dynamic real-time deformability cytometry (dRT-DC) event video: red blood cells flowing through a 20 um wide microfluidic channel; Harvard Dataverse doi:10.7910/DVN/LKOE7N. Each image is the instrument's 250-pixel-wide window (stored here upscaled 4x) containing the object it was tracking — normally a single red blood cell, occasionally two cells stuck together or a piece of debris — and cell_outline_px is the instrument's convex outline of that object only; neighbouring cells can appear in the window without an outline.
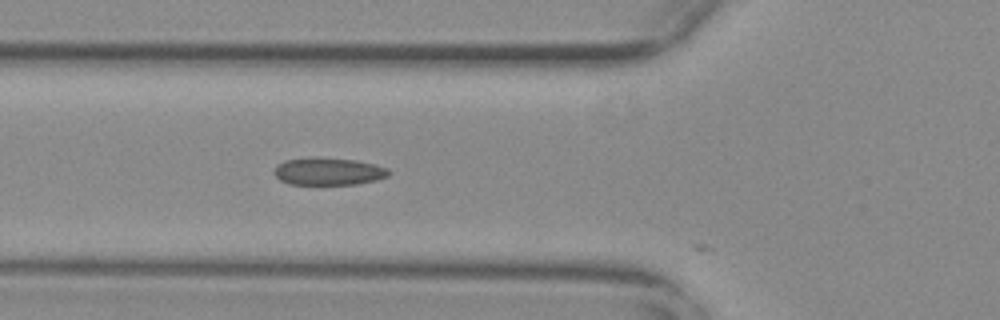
{"species": "common noctule bat (a hibernating species)", "species_latin": "Nyctalus noctula", "temperature_condition": "warm", "stored_images_in_passage": 5, "camera_frame_rate_fps": 3000, "um_per_image_px": 0.085, "animal": {"sex": "female", "body_mass_g": 29.2, "forearm_length_mm": 56.3}, "frame": {"image": 1, "passage_image": 2, "time_ms": 0.333, "image_size_px": [1000, 320], "cell_outline_px": [[392, 172], [388, 176], [376, 180], [356, 184], [288, 184], [280, 180], [272, 172], [276, 164], [284, 160], [356, 160], [388, 168]], "centroid_in_image_um": [27.92, 14.62], "position_along_channel_um": 97.9, "area_um2": 17.57}}